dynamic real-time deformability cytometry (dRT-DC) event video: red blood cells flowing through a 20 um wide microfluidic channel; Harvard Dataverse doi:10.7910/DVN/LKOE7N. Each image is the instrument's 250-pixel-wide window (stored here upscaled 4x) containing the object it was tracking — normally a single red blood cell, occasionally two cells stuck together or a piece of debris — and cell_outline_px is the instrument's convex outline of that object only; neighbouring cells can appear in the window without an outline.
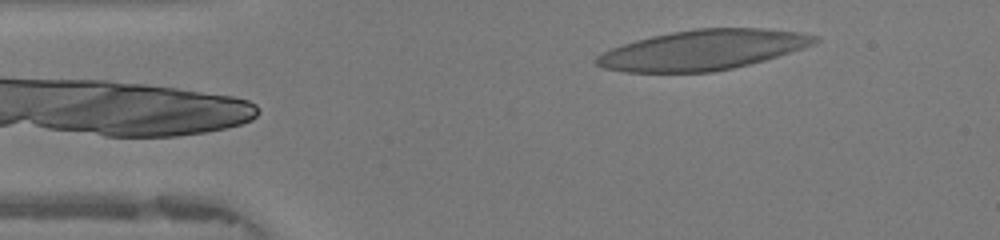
{"species": "human", "species_latin": "Homo sapiens", "temperature_condition": "warm", "stored_images_in_passage": 34, "camera_frame_rate_fps": 3000, "um_per_image_px": 0.085, "donor": {"sex": "female"}, "frame": {"image": 1, "passage_image": 1, "time_ms": 0.0, "image_size_px": [1000, 240], "cell_outline_px": [[820, 40], [804, 48], [764, 60], [732, 68], [712, 72], [624, 72], [604, 68], [596, 64], [592, 60], [596, 56], [612, 48], [636, 40], [652, 36], [672, 32], [696, 28], [768, 28], [800, 32], [820, 36]], "centroid_in_image_um": [59.76, 4.24], "position_along_channel_um": 25.2, "area_um2": 50.86}}
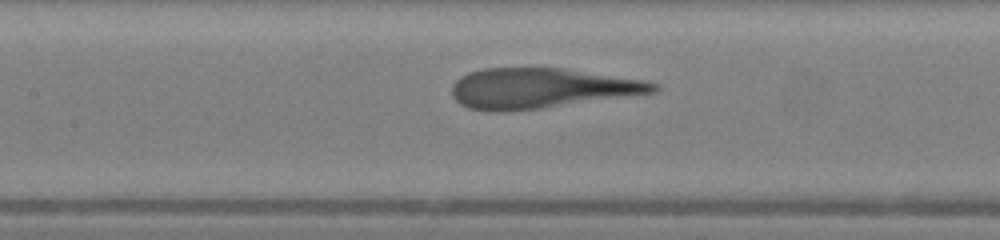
{"frame": {"image": 2, "passage_image": 15, "time_ms": 4.667, "image_size_px": [1000, 240], "cell_outline_px": [[660, 88], [656, 92], [544, 108], [504, 112], [492, 112], [468, 108], [460, 104], [452, 96], [452, 84], [460, 76], [468, 72], [484, 68], [564, 68], [644, 80], [660, 84]], "centroid_in_image_um": [45.98, 7.5], "position_along_channel_um": 161.4, "area_um2": 47.45}}
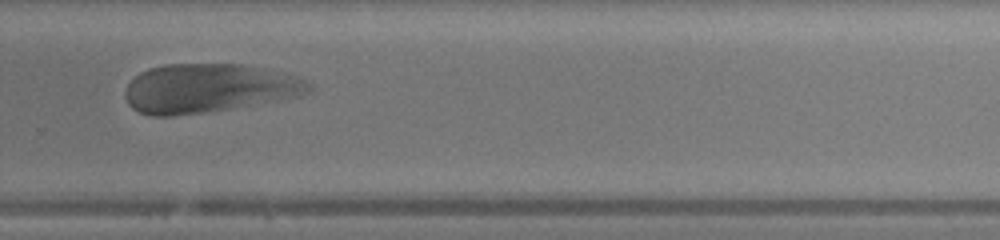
{"frame": {"image": 3, "passage_image": 26, "time_ms": 8.333, "image_size_px": [1000, 240], "cell_outline_px": [[312, 88], [308, 92], [300, 96], [228, 108], [172, 116], [152, 116], [140, 112], [132, 108], [128, 104], [124, 96], [124, 92], [128, 84], [140, 72], [148, 68], [164, 64], [240, 64], [300, 76], [312, 84]], "centroid_in_image_um": [17.71, 7.49], "position_along_channel_um": 312.1, "area_um2": 51.96}, "authors_computed_cell_mechanics": {"area_um2": 49.5346, "velocity_mm_per_s": 4.1245, "shape_relaxation_time_tau1_ms": 3.7557, "shape_relaxation_time_tau2_ms": 0.7913, "deformation_change_tau1": 0.1876, "deformation_change_tau2": 0.1048}}